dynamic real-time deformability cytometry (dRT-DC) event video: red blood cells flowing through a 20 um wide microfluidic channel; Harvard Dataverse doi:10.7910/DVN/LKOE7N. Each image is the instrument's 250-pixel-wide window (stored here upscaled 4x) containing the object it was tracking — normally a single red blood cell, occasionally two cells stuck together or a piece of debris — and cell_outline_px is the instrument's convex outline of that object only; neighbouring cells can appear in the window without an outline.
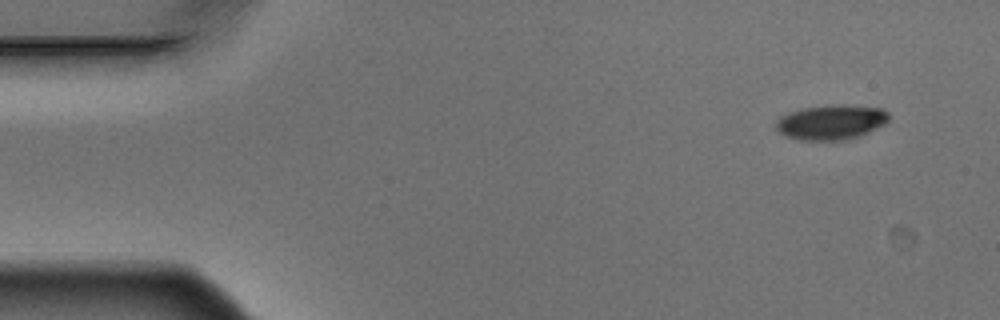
{"species": "Egyptian fruit bat (a non-hibernating species)", "species_latin": "Rousettus aegyptiacus", "temperature_condition": "warm", "stored_images_in_passage": 5, "camera_frame_rate_fps": 3000, "um_per_image_px": 0.085, "animal": {"sex": "male"}, "frame": {"image": 1, "passage_image": 1, "time_ms": 0.0, "image_size_px": [1000, 320], "cell_outline_px": [[888, 120], [884, 124], [860, 136], [844, 140], [800, 140], [784, 136], [776, 128], [776, 120], [780, 116], [788, 112], [804, 108], [832, 104], [852, 104], [884, 108], [888, 112]], "centroid_in_image_um": [70.65, 10.37], "position_along_channel_um": 14.3, "area_um2": 23.24}}
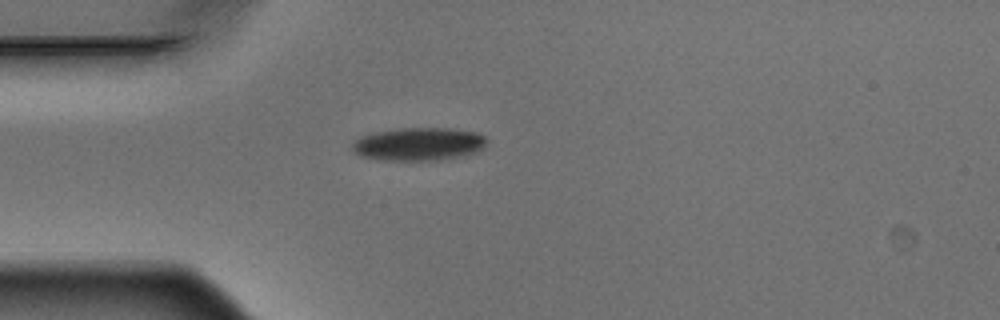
{"frame": {"image": 2, "passage_image": 4, "time_ms": 1.0, "image_size_px": [1000, 320], "cell_outline_px": [[488, 140], [484, 148], [476, 152], [464, 156], [436, 160], [380, 160], [360, 156], [352, 148], [352, 144], [360, 136], [376, 132], [404, 128], [448, 128], [476, 132], [484, 136]], "centroid_in_image_um": [35.62, 12.25], "position_along_channel_um": 49.4, "area_um2": 25.89}}